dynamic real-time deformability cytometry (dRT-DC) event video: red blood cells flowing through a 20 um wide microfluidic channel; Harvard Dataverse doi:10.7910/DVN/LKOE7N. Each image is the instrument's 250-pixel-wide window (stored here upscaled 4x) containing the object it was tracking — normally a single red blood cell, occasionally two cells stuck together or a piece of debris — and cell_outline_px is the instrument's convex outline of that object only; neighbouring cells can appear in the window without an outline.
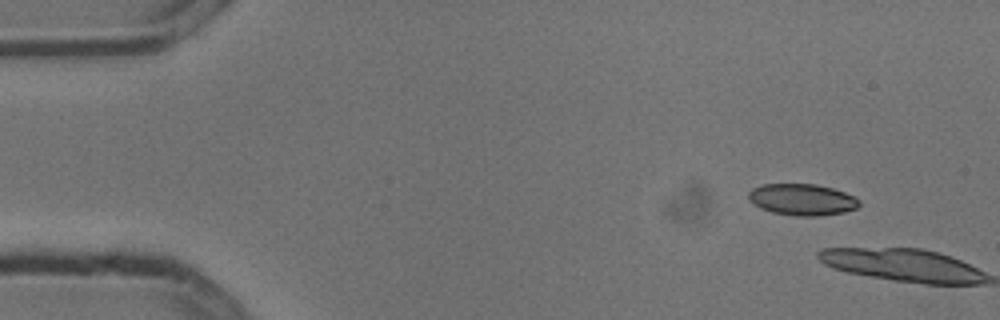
{"species": "common noctule bat (a hibernating species)", "species_latin": "Nyctalus noctula", "temperature_condition": "cold", "stored_images_in_passage": 2, "camera_frame_rate_fps": 3000, "um_per_image_px": 0.085, "animal": {"sex": "male", "body_mass_g": 13.3}, "frame": {"image": 1, "passage_image": 1, "time_ms": 0.0, "image_size_px": [1000, 320], "cell_outline_px": [[860, 204], [856, 208], [844, 212], [816, 216], [796, 216], [772, 212], [760, 208], [752, 204], [748, 200], [748, 192], [752, 188], [764, 184], [816, 184], [832, 188], [844, 192], [860, 200]], "centroid_in_image_um": [68.14, 16.96], "position_along_channel_um": 16.9, "area_um2": 20.35}}